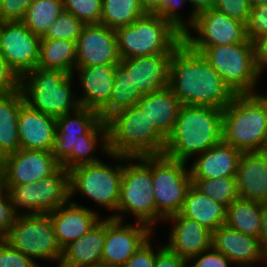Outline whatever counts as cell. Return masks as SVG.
<instances>
[{"label":"cell","mask_w":267,"mask_h":267,"mask_svg":"<svg viewBox=\"0 0 267 267\" xmlns=\"http://www.w3.org/2000/svg\"><path fill=\"white\" fill-rule=\"evenodd\" d=\"M181 105L224 109L236 95L202 54L182 43L170 58L169 86Z\"/></svg>","instance_id":"6da1fadb"},{"label":"cell","mask_w":267,"mask_h":267,"mask_svg":"<svg viewBox=\"0 0 267 267\" xmlns=\"http://www.w3.org/2000/svg\"><path fill=\"white\" fill-rule=\"evenodd\" d=\"M223 110L211 106L181 105L174 128L165 142L163 154L189 163L222 141Z\"/></svg>","instance_id":"7a4b0ae2"},{"label":"cell","mask_w":267,"mask_h":267,"mask_svg":"<svg viewBox=\"0 0 267 267\" xmlns=\"http://www.w3.org/2000/svg\"><path fill=\"white\" fill-rule=\"evenodd\" d=\"M222 140L242 152L267 150V95L236 94L223 109Z\"/></svg>","instance_id":"3957f363"},{"label":"cell","mask_w":267,"mask_h":267,"mask_svg":"<svg viewBox=\"0 0 267 267\" xmlns=\"http://www.w3.org/2000/svg\"><path fill=\"white\" fill-rule=\"evenodd\" d=\"M106 124L110 153L127 157L163 154L167 137L137 105L111 115Z\"/></svg>","instance_id":"277c9868"},{"label":"cell","mask_w":267,"mask_h":267,"mask_svg":"<svg viewBox=\"0 0 267 267\" xmlns=\"http://www.w3.org/2000/svg\"><path fill=\"white\" fill-rule=\"evenodd\" d=\"M73 80V74L62 70L36 67L21 77L20 89L30 108L59 117L81 107Z\"/></svg>","instance_id":"5b68a950"},{"label":"cell","mask_w":267,"mask_h":267,"mask_svg":"<svg viewBox=\"0 0 267 267\" xmlns=\"http://www.w3.org/2000/svg\"><path fill=\"white\" fill-rule=\"evenodd\" d=\"M188 48L202 54L235 94L258 93L254 89L263 71L256 59L255 43Z\"/></svg>","instance_id":"8992f818"},{"label":"cell","mask_w":267,"mask_h":267,"mask_svg":"<svg viewBox=\"0 0 267 267\" xmlns=\"http://www.w3.org/2000/svg\"><path fill=\"white\" fill-rule=\"evenodd\" d=\"M121 59L174 53L183 34L159 15L147 13L132 24L115 30Z\"/></svg>","instance_id":"52a82bcc"},{"label":"cell","mask_w":267,"mask_h":267,"mask_svg":"<svg viewBox=\"0 0 267 267\" xmlns=\"http://www.w3.org/2000/svg\"><path fill=\"white\" fill-rule=\"evenodd\" d=\"M107 156L117 159L116 161L128 162L123 165L118 213L108 217L124 221L122 213H131L136 217L137 222L144 223L153 229L152 227L156 224V203L151 169L139 157H127L113 153H109Z\"/></svg>","instance_id":"ba28073f"},{"label":"cell","mask_w":267,"mask_h":267,"mask_svg":"<svg viewBox=\"0 0 267 267\" xmlns=\"http://www.w3.org/2000/svg\"><path fill=\"white\" fill-rule=\"evenodd\" d=\"M139 158L151 169L156 222H163L168 216L181 211L192 185L190 170L186 167L187 163L170 159L164 154Z\"/></svg>","instance_id":"9c48e42d"},{"label":"cell","mask_w":267,"mask_h":267,"mask_svg":"<svg viewBox=\"0 0 267 267\" xmlns=\"http://www.w3.org/2000/svg\"><path fill=\"white\" fill-rule=\"evenodd\" d=\"M3 239L33 260L56 261L59 266L63 256L49 214H18Z\"/></svg>","instance_id":"30bf717a"},{"label":"cell","mask_w":267,"mask_h":267,"mask_svg":"<svg viewBox=\"0 0 267 267\" xmlns=\"http://www.w3.org/2000/svg\"><path fill=\"white\" fill-rule=\"evenodd\" d=\"M8 196L18 214H48L71 200L69 171L60 166L36 183L8 185Z\"/></svg>","instance_id":"8fae6325"},{"label":"cell","mask_w":267,"mask_h":267,"mask_svg":"<svg viewBox=\"0 0 267 267\" xmlns=\"http://www.w3.org/2000/svg\"><path fill=\"white\" fill-rule=\"evenodd\" d=\"M69 174L70 198L80 192L96 204L117 211L123 164L108 165L99 161L76 166L69 170Z\"/></svg>","instance_id":"7c38bea8"},{"label":"cell","mask_w":267,"mask_h":267,"mask_svg":"<svg viewBox=\"0 0 267 267\" xmlns=\"http://www.w3.org/2000/svg\"><path fill=\"white\" fill-rule=\"evenodd\" d=\"M191 29L197 35L191 34ZM242 42H252L248 39L246 24L213 8L198 13L193 24L183 34V43L187 47H211Z\"/></svg>","instance_id":"4fadbf2b"},{"label":"cell","mask_w":267,"mask_h":267,"mask_svg":"<svg viewBox=\"0 0 267 267\" xmlns=\"http://www.w3.org/2000/svg\"><path fill=\"white\" fill-rule=\"evenodd\" d=\"M40 41L22 21H5L0 26V53L20 78L37 67Z\"/></svg>","instance_id":"5bb4252c"},{"label":"cell","mask_w":267,"mask_h":267,"mask_svg":"<svg viewBox=\"0 0 267 267\" xmlns=\"http://www.w3.org/2000/svg\"><path fill=\"white\" fill-rule=\"evenodd\" d=\"M135 224H125L112 217L105 218L102 265L123 267L138 248L154 235L153 229L148 225L140 222H135Z\"/></svg>","instance_id":"9a60e30c"},{"label":"cell","mask_w":267,"mask_h":267,"mask_svg":"<svg viewBox=\"0 0 267 267\" xmlns=\"http://www.w3.org/2000/svg\"><path fill=\"white\" fill-rule=\"evenodd\" d=\"M120 61L114 29L102 24L83 26L76 41V67L117 65Z\"/></svg>","instance_id":"2e32d148"},{"label":"cell","mask_w":267,"mask_h":267,"mask_svg":"<svg viewBox=\"0 0 267 267\" xmlns=\"http://www.w3.org/2000/svg\"><path fill=\"white\" fill-rule=\"evenodd\" d=\"M60 167L53 153L41 150L19 149L7 155L5 174L8 185L36 183L53 174Z\"/></svg>","instance_id":"e0dca14e"},{"label":"cell","mask_w":267,"mask_h":267,"mask_svg":"<svg viewBox=\"0 0 267 267\" xmlns=\"http://www.w3.org/2000/svg\"><path fill=\"white\" fill-rule=\"evenodd\" d=\"M173 53H160L121 59L120 65L131 75L133 85L149 94L169 86L170 58Z\"/></svg>","instance_id":"ac0fdd59"},{"label":"cell","mask_w":267,"mask_h":267,"mask_svg":"<svg viewBox=\"0 0 267 267\" xmlns=\"http://www.w3.org/2000/svg\"><path fill=\"white\" fill-rule=\"evenodd\" d=\"M212 246L237 267H254V263H267L259 238L243 234L226 224L212 233Z\"/></svg>","instance_id":"d6986e66"},{"label":"cell","mask_w":267,"mask_h":267,"mask_svg":"<svg viewBox=\"0 0 267 267\" xmlns=\"http://www.w3.org/2000/svg\"><path fill=\"white\" fill-rule=\"evenodd\" d=\"M56 134V117L30 108L24 103L19 110L20 149L52 152Z\"/></svg>","instance_id":"ffe728a7"},{"label":"cell","mask_w":267,"mask_h":267,"mask_svg":"<svg viewBox=\"0 0 267 267\" xmlns=\"http://www.w3.org/2000/svg\"><path fill=\"white\" fill-rule=\"evenodd\" d=\"M164 221L173 223L169 242L165 245L171 252L189 260L212 246V233L197 221L180 213L172 214Z\"/></svg>","instance_id":"44dd1931"},{"label":"cell","mask_w":267,"mask_h":267,"mask_svg":"<svg viewBox=\"0 0 267 267\" xmlns=\"http://www.w3.org/2000/svg\"><path fill=\"white\" fill-rule=\"evenodd\" d=\"M48 214L62 249L83 236L101 220L96 211L71 200Z\"/></svg>","instance_id":"7402d4cb"},{"label":"cell","mask_w":267,"mask_h":267,"mask_svg":"<svg viewBox=\"0 0 267 267\" xmlns=\"http://www.w3.org/2000/svg\"><path fill=\"white\" fill-rule=\"evenodd\" d=\"M235 178L240 199L267 201V150L243 152Z\"/></svg>","instance_id":"603a6c76"},{"label":"cell","mask_w":267,"mask_h":267,"mask_svg":"<svg viewBox=\"0 0 267 267\" xmlns=\"http://www.w3.org/2000/svg\"><path fill=\"white\" fill-rule=\"evenodd\" d=\"M242 153L222 140L193 159L189 167L191 179L235 177Z\"/></svg>","instance_id":"cb8c5ba5"},{"label":"cell","mask_w":267,"mask_h":267,"mask_svg":"<svg viewBox=\"0 0 267 267\" xmlns=\"http://www.w3.org/2000/svg\"><path fill=\"white\" fill-rule=\"evenodd\" d=\"M116 65L101 64L93 67H75L83 96L78 98L81 107L100 111L109 101L114 86Z\"/></svg>","instance_id":"d4e9b609"},{"label":"cell","mask_w":267,"mask_h":267,"mask_svg":"<svg viewBox=\"0 0 267 267\" xmlns=\"http://www.w3.org/2000/svg\"><path fill=\"white\" fill-rule=\"evenodd\" d=\"M105 242V219L63 249L58 267H91L102 265Z\"/></svg>","instance_id":"484cf974"},{"label":"cell","mask_w":267,"mask_h":267,"mask_svg":"<svg viewBox=\"0 0 267 267\" xmlns=\"http://www.w3.org/2000/svg\"><path fill=\"white\" fill-rule=\"evenodd\" d=\"M137 106L147 115L151 125H155L168 137L174 128L181 104L172 90L167 87L143 94Z\"/></svg>","instance_id":"4316f807"},{"label":"cell","mask_w":267,"mask_h":267,"mask_svg":"<svg viewBox=\"0 0 267 267\" xmlns=\"http://www.w3.org/2000/svg\"><path fill=\"white\" fill-rule=\"evenodd\" d=\"M227 207L202 194L193 185L187 191L183 206L179 212L182 216L195 220L213 233L226 224Z\"/></svg>","instance_id":"83f0119b"},{"label":"cell","mask_w":267,"mask_h":267,"mask_svg":"<svg viewBox=\"0 0 267 267\" xmlns=\"http://www.w3.org/2000/svg\"><path fill=\"white\" fill-rule=\"evenodd\" d=\"M24 103L21 89L10 94H0V149L6 156L20 149L18 117Z\"/></svg>","instance_id":"f1b7e54d"},{"label":"cell","mask_w":267,"mask_h":267,"mask_svg":"<svg viewBox=\"0 0 267 267\" xmlns=\"http://www.w3.org/2000/svg\"><path fill=\"white\" fill-rule=\"evenodd\" d=\"M37 67L58 69L74 75L76 42L66 39H41Z\"/></svg>","instance_id":"f546056e"},{"label":"cell","mask_w":267,"mask_h":267,"mask_svg":"<svg viewBox=\"0 0 267 267\" xmlns=\"http://www.w3.org/2000/svg\"><path fill=\"white\" fill-rule=\"evenodd\" d=\"M143 94L133 85L131 75L117 64L114 70V86L110 101L99 111L101 119L106 121L116 112L137 105Z\"/></svg>","instance_id":"4dcf8cb0"},{"label":"cell","mask_w":267,"mask_h":267,"mask_svg":"<svg viewBox=\"0 0 267 267\" xmlns=\"http://www.w3.org/2000/svg\"><path fill=\"white\" fill-rule=\"evenodd\" d=\"M80 139H108L106 121L100 119L85 135H55L52 150L54 158L68 171L78 166V144Z\"/></svg>","instance_id":"1f68e13d"},{"label":"cell","mask_w":267,"mask_h":267,"mask_svg":"<svg viewBox=\"0 0 267 267\" xmlns=\"http://www.w3.org/2000/svg\"><path fill=\"white\" fill-rule=\"evenodd\" d=\"M226 225L243 234L259 238L261 230V202L236 199L227 207Z\"/></svg>","instance_id":"d6a6232c"},{"label":"cell","mask_w":267,"mask_h":267,"mask_svg":"<svg viewBox=\"0 0 267 267\" xmlns=\"http://www.w3.org/2000/svg\"><path fill=\"white\" fill-rule=\"evenodd\" d=\"M140 0H102L100 24L118 29L146 15Z\"/></svg>","instance_id":"836d02e7"},{"label":"cell","mask_w":267,"mask_h":267,"mask_svg":"<svg viewBox=\"0 0 267 267\" xmlns=\"http://www.w3.org/2000/svg\"><path fill=\"white\" fill-rule=\"evenodd\" d=\"M63 11V0H34L22 22L33 34L42 38Z\"/></svg>","instance_id":"e575fe53"},{"label":"cell","mask_w":267,"mask_h":267,"mask_svg":"<svg viewBox=\"0 0 267 267\" xmlns=\"http://www.w3.org/2000/svg\"><path fill=\"white\" fill-rule=\"evenodd\" d=\"M100 119L98 111L80 107L76 111L56 117L55 135H85Z\"/></svg>","instance_id":"d590c367"},{"label":"cell","mask_w":267,"mask_h":267,"mask_svg":"<svg viewBox=\"0 0 267 267\" xmlns=\"http://www.w3.org/2000/svg\"><path fill=\"white\" fill-rule=\"evenodd\" d=\"M192 185L202 194L226 207L239 198L235 177L192 179Z\"/></svg>","instance_id":"8d00e7d4"},{"label":"cell","mask_w":267,"mask_h":267,"mask_svg":"<svg viewBox=\"0 0 267 267\" xmlns=\"http://www.w3.org/2000/svg\"><path fill=\"white\" fill-rule=\"evenodd\" d=\"M83 26L79 19L64 10L41 39H66L76 42Z\"/></svg>","instance_id":"74e56055"},{"label":"cell","mask_w":267,"mask_h":267,"mask_svg":"<svg viewBox=\"0 0 267 267\" xmlns=\"http://www.w3.org/2000/svg\"><path fill=\"white\" fill-rule=\"evenodd\" d=\"M64 10L84 25L100 24L102 0H63Z\"/></svg>","instance_id":"f35d334b"},{"label":"cell","mask_w":267,"mask_h":267,"mask_svg":"<svg viewBox=\"0 0 267 267\" xmlns=\"http://www.w3.org/2000/svg\"><path fill=\"white\" fill-rule=\"evenodd\" d=\"M35 261L0 239V267H40Z\"/></svg>","instance_id":"ab89813d"},{"label":"cell","mask_w":267,"mask_h":267,"mask_svg":"<svg viewBox=\"0 0 267 267\" xmlns=\"http://www.w3.org/2000/svg\"><path fill=\"white\" fill-rule=\"evenodd\" d=\"M188 0H162L160 6L152 13L159 15L164 20L170 22L182 34L187 31V20L182 18L177 9Z\"/></svg>","instance_id":"60d3db41"},{"label":"cell","mask_w":267,"mask_h":267,"mask_svg":"<svg viewBox=\"0 0 267 267\" xmlns=\"http://www.w3.org/2000/svg\"><path fill=\"white\" fill-rule=\"evenodd\" d=\"M246 29L248 39L253 43L267 34V4L251 7Z\"/></svg>","instance_id":"b9f144b4"},{"label":"cell","mask_w":267,"mask_h":267,"mask_svg":"<svg viewBox=\"0 0 267 267\" xmlns=\"http://www.w3.org/2000/svg\"><path fill=\"white\" fill-rule=\"evenodd\" d=\"M215 10L246 24L249 18L251 5L249 0H216Z\"/></svg>","instance_id":"7bdbcfd3"},{"label":"cell","mask_w":267,"mask_h":267,"mask_svg":"<svg viewBox=\"0 0 267 267\" xmlns=\"http://www.w3.org/2000/svg\"><path fill=\"white\" fill-rule=\"evenodd\" d=\"M189 267H229L233 263L221 252H218L213 246L192 256L189 260Z\"/></svg>","instance_id":"ee69618b"},{"label":"cell","mask_w":267,"mask_h":267,"mask_svg":"<svg viewBox=\"0 0 267 267\" xmlns=\"http://www.w3.org/2000/svg\"><path fill=\"white\" fill-rule=\"evenodd\" d=\"M101 141V145H98ZM97 145L101 148L104 154H109L108 139H80L78 144V166L84 164H92L101 161L91 153L96 152Z\"/></svg>","instance_id":"f6af8a7d"},{"label":"cell","mask_w":267,"mask_h":267,"mask_svg":"<svg viewBox=\"0 0 267 267\" xmlns=\"http://www.w3.org/2000/svg\"><path fill=\"white\" fill-rule=\"evenodd\" d=\"M21 78L0 53V94H10L20 89Z\"/></svg>","instance_id":"bcb514c9"},{"label":"cell","mask_w":267,"mask_h":267,"mask_svg":"<svg viewBox=\"0 0 267 267\" xmlns=\"http://www.w3.org/2000/svg\"><path fill=\"white\" fill-rule=\"evenodd\" d=\"M150 240L151 237L138 248L123 267H154L156 251L153 250Z\"/></svg>","instance_id":"7dc6e473"},{"label":"cell","mask_w":267,"mask_h":267,"mask_svg":"<svg viewBox=\"0 0 267 267\" xmlns=\"http://www.w3.org/2000/svg\"><path fill=\"white\" fill-rule=\"evenodd\" d=\"M34 0H1V10L5 21H22L27 8Z\"/></svg>","instance_id":"c3c4849f"},{"label":"cell","mask_w":267,"mask_h":267,"mask_svg":"<svg viewBox=\"0 0 267 267\" xmlns=\"http://www.w3.org/2000/svg\"><path fill=\"white\" fill-rule=\"evenodd\" d=\"M17 216L18 213L14 210L9 196L0 198V239L8 234Z\"/></svg>","instance_id":"681fc988"},{"label":"cell","mask_w":267,"mask_h":267,"mask_svg":"<svg viewBox=\"0 0 267 267\" xmlns=\"http://www.w3.org/2000/svg\"><path fill=\"white\" fill-rule=\"evenodd\" d=\"M189 261L171 252L165 245L156 253V261L154 267H187Z\"/></svg>","instance_id":"f907efd6"},{"label":"cell","mask_w":267,"mask_h":267,"mask_svg":"<svg viewBox=\"0 0 267 267\" xmlns=\"http://www.w3.org/2000/svg\"><path fill=\"white\" fill-rule=\"evenodd\" d=\"M192 5L191 15L187 18V30L193 24L198 13L214 8L216 0H188Z\"/></svg>","instance_id":"816d5d0a"},{"label":"cell","mask_w":267,"mask_h":267,"mask_svg":"<svg viewBox=\"0 0 267 267\" xmlns=\"http://www.w3.org/2000/svg\"><path fill=\"white\" fill-rule=\"evenodd\" d=\"M255 48L258 65L264 71L265 67H267V34L255 42Z\"/></svg>","instance_id":"f5cc1de1"},{"label":"cell","mask_w":267,"mask_h":267,"mask_svg":"<svg viewBox=\"0 0 267 267\" xmlns=\"http://www.w3.org/2000/svg\"><path fill=\"white\" fill-rule=\"evenodd\" d=\"M259 242L264 255L267 257V201L261 202V230Z\"/></svg>","instance_id":"db71d44e"},{"label":"cell","mask_w":267,"mask_h":267,"mask_svg":"<svg viewBox=\"0 0 267 267\" xmlns=\"http://www.w3.org/2000/svg\"><path fill=\"white\" fill-rule=\"evenodd\" d=\"M162 0H140L146 13H153L161 4Z\"/></svg>","instance_id":"11a10c76"},{"label":"cell","mask_w":267,"mask_h":267,"mask_svg":"<svg viewBox=\"0 0 267 267\" xmlns=\"http://www.w3.org/2000/svg\"><path fill=\"white\" fill-rule=\"evenodd\" d=\"M8 196V182L4 170H0V198Z\"/></svg>","instance_id":"9f6ffc18"},{"label":"cell","mask_w":267,"mask_h":267,"mask_svg":"<svg viewBox=\"0 0 267 267\" xmlns=\"http://www.w3.org/2000/svg\"><path fill=\"white\" fill-rule=\"evenodd\" d=\"M6 154L0 149V170L5 169Z\"/></svg>","instance_id":"6f0895ef"},{"label":"cell","mask_w":267,"mask_h":267,"mask_svg":"<svg viewBox=\"0 0 267 267\" xmlns=\"http://www.w3.org/2000/svg\"><path fill=\"white\" fill-rule=\"evenodd\" d=\"M251 7L267 4V0H249Z\"/></svg>","instance_id":"680465c9"},{"label":"cell","mask_w":267,"mask_h":267,"mask_svg":"<svg viewBox=\"0 0 267 267\" xmlns=\"http://www.w3.org/2000/svg\"><path fill=\"white\" fill-rule=\"evenodd\" d=\"M5 22L2 10H1V0H0V26Z\"/></svg>","instance_id":"91938a15"},{"label":"cell","mask_w":267,"mask_h":267,"mask_svg":"<svg viewBox=\"0 0 267 267\" xmlns=\"http://www.w3.org/2000/svg\"><path fill=\"white\" fill-rule=\"evenodd\" d=\"M91 267H108V266H105V265H98V266H91Z\"/></svg>","instance_id":"94428289"}]
</instances>
